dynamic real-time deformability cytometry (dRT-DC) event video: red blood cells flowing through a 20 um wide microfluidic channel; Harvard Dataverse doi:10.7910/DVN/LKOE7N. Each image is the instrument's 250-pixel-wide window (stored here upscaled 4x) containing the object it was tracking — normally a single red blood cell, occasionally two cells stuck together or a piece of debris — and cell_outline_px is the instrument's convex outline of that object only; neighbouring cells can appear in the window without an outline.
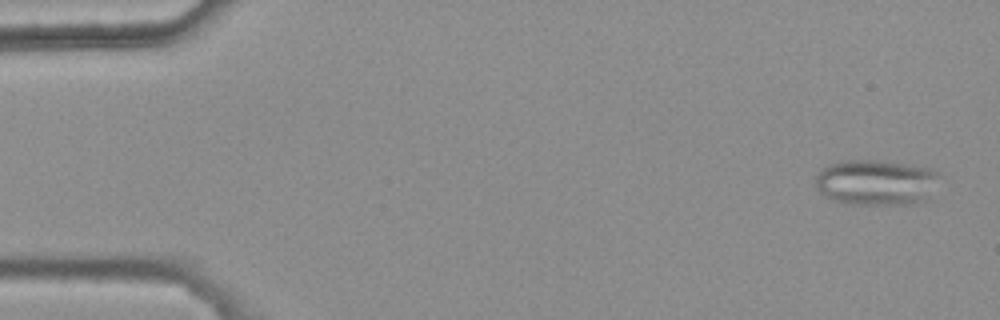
{"species": "common noctule bat (a hibernating species)", "species_latin": "Nyctalus noctula", "temperature_condition": "warm", "stored_images_in_passage": 5, "camera_frame_rate_fps": 3000, "um_per_image_px": 0.085, "animal": {"sex": "female", "body_mass_g": 25.1}, "frame": {"image": 1, "passage_image": 5, "time_ms": 1.333, "image_size_px": [1000, 320], "cell_outline_px": [[936, 176], [924, 200], [912, 204], [856, 204], [836, 200], [820, 192], [816, 188], [816, 176], [820, 168], [828, 164], [840, 160], [880, 160], [908, 164], [932, 168], [936, 172]], "centroid_in_image_um": [74.37, 15.47], "position_along_channel_um": 10.6, "area_um2": 32.37}}